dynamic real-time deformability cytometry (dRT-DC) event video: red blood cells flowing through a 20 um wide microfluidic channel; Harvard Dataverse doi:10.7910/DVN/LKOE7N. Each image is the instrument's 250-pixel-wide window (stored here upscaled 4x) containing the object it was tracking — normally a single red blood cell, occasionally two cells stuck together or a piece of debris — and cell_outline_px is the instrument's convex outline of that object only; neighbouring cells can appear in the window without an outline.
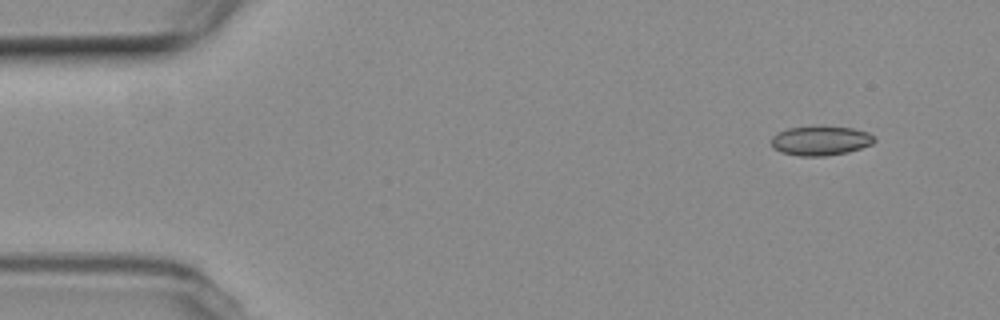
{"species": "common noctule bat (a hibernating species)", "species_latin": "Nyctalus noctula", "temperature_condition": "room temperature", "stored_images_in_passage": 2, "camera_frame_rate_fps": 3000, "um_per_image_px": 0.085, "animal": {"sex": "female", "body_mass_g": 19.3, "forearm_length_mm": 54.1}, "frame": {"image": 1, "passage_image": 1, "time_ms": 0.0, "image_size_px": [1000, 320], "cell_outline_px": [[876, 140], [872, 144], [848, 152], [824, 156], [800, 156], [780, 152], [772, 148], [772, 136], [776, 132], [788, 128], [816, 124], [820, 124], [852, 128], [868, 132], [876, 136]], "centroid_in_image_um": [69.74, 11.92], "position_along_channel_um": 15.3, "area_um2": 18.32}}